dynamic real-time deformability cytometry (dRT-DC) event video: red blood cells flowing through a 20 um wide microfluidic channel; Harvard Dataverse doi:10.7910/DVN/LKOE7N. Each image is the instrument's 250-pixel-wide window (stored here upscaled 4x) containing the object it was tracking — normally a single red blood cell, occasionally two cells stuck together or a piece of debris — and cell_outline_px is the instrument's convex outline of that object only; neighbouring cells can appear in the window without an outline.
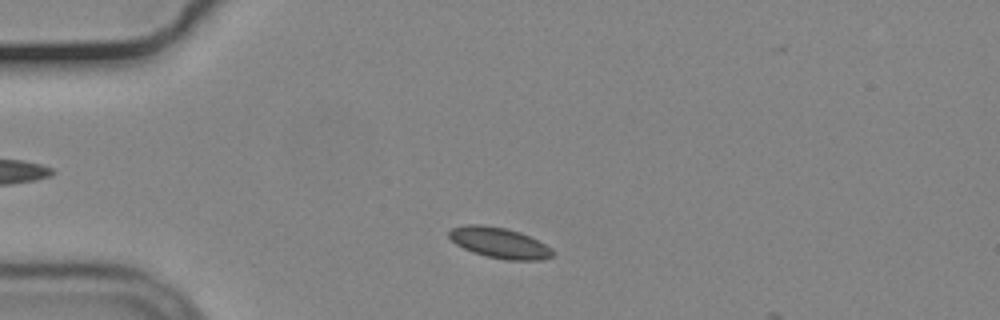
{"species": "common noctule bat (a hibernating species)", "species_latin": "Nyctalus noctula", "temperature_condition": "cold", "stored_images_in_passage": 8, "camera_frame_rate_fps": 3000, "um_per_image_px": 0.085, "animal": {"sex": "male", "body_mass_g": 19.2, "forearm_length_mm": 51.8}, "frame": {"image": 1, "passage_image": 5, "time_ms": 1.333, "image_size_px": [1000, 320], "cell_outline_px": [[556, 252], [552, 256], [540, 260], [508, 260], [484, 256], [472, 252], [456, 244], [448, 236], [448, 232], [452, 228], [464, 224], [484, 224], [504, 228], [520, 232], [552, 248]], "centroid_in_image_um": [42.43, 20.64], "position_along_channel_um": 42.6, "area_um2": 18.55}}